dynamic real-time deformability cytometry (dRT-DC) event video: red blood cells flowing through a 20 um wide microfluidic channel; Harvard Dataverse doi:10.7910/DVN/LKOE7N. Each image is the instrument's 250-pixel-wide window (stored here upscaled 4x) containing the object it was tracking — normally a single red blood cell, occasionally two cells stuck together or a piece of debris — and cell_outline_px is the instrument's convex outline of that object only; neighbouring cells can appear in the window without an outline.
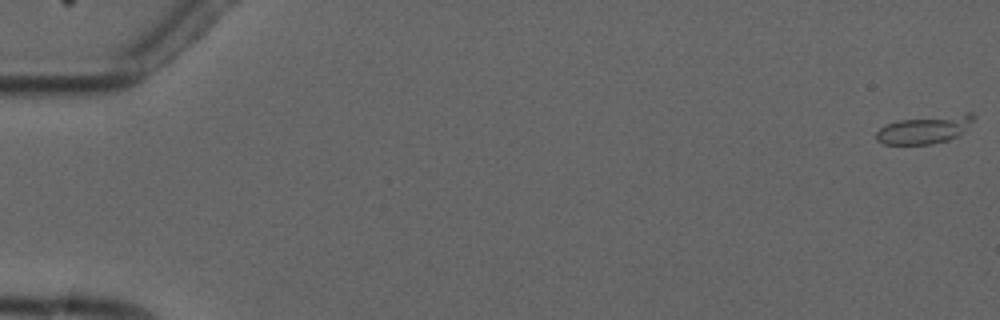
{"species": "common noctule bat (a hibernating species)", "species_latin": "Nyctalus noctula", "temperature_condition": "cold", "stored_images_in_passage": 7, "camera_frame_rate_fps": 3000, "um_per_image_px": 0.085, "animal": {"sex": "male", "forearm_length_mm": 52.5}, "frame": {"image": 1, "passage_image": 1, "time_ms": 0.0, "image_size_px": [1000, 320], "cell_outline_px": [[976, 116], [956, 136], [948, 140], [932, 144], [884, 144], [876, 140], [876, 132], [880, 128], [888, 124], [900, 120], [968, 112], [972, 112]], "centroid_in_image_um": [78.57, 11.0], "position_along_channel_um": 6.4, "area_um2": 15.61}}
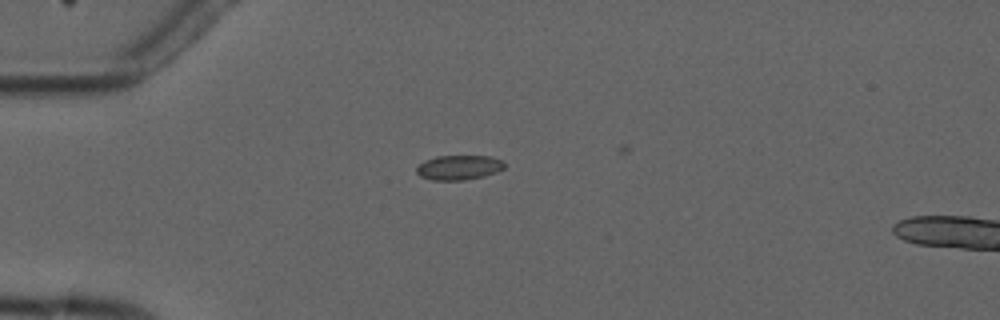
{"frame": {"image": 2, "passage_image": 5, "time_ms": 4.667, "image_size_px": [1000, 320], "cell_outline_px": [[504, 168], [496, 172], [484, 176], [464, 180], [432, 180], [420, 176], [416, 172], [416, 168], [424, 160], [436, 156], [492, 156], [500, 160], [504, 164]], "centroid_in_image_um": [38.98, 14.23], "position_along_channel_um": 46.0, "area_um2": 12.6}}
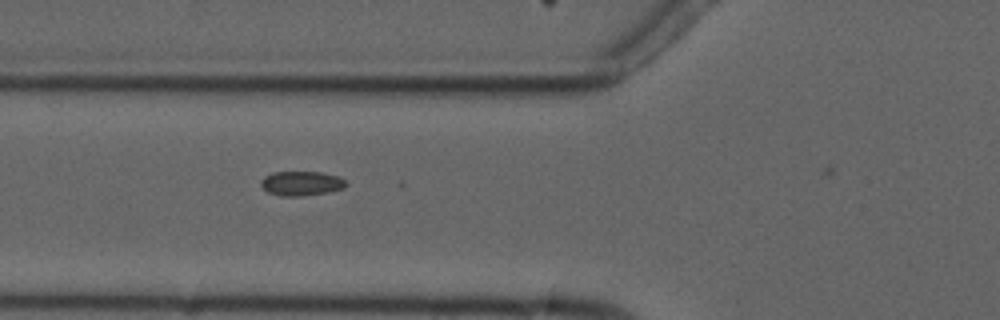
{"frame": {"image": 3, "passage_image": 7, "time_ms": 6.667, "image_size_px": [1000, 320], "cell_outline_px": [[348, 184], [344, 188], [328, 192], [304, 196], [280, 196], [268, 192], [260, 184], [260, 180], [264, 176], [272, 172], [324, 172], [340, 176]], "centroid_in_image_um": [25.63, 15.58], "position_along_channel_um": 100.2, "area_um2": 12.31}}